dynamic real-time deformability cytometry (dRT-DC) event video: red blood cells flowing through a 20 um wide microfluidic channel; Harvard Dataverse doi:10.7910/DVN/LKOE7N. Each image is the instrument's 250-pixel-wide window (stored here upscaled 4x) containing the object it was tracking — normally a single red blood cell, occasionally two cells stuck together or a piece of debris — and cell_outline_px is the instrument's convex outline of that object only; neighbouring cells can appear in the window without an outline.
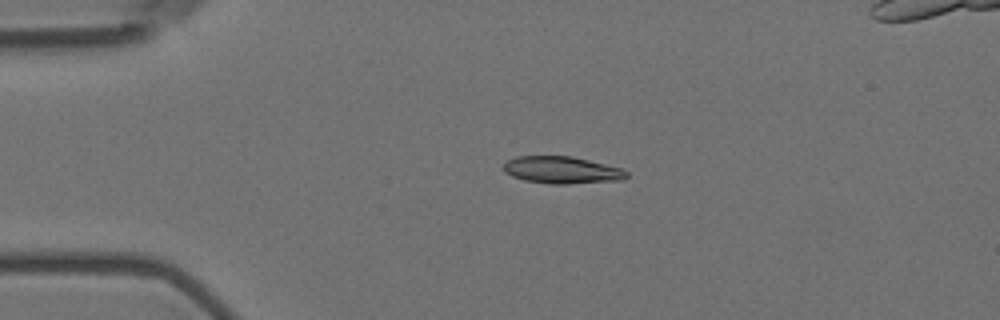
{"species": "Egyptian fruit bat (a non-hibernating species)", "species_latin": "Rousettus aegyptiacus", "temperature_condition": "room temperature", "stored_images_in_passage": 3, "camera_frame_rate_fps": 3000, "um_per_image_px": 0.085, "animal": {"sex": "female"}, "frame": {"image": 1, "passage_image": 2, "time_ms": 0.333, "image_size_px": [1000, 320], "cell_outline_px": [[628, 176], [624, 180], [568, 184], [548, 184], [524, 180], [512, 176], [504, 172], [504, 164], [508, 160], [516, 156], [572, 156], [620, 168], [628, 172]], "centroid_in_image_um": [47.76, 14.46], "position_along_channel_um": 37.2, "area_um2": 19.48}}